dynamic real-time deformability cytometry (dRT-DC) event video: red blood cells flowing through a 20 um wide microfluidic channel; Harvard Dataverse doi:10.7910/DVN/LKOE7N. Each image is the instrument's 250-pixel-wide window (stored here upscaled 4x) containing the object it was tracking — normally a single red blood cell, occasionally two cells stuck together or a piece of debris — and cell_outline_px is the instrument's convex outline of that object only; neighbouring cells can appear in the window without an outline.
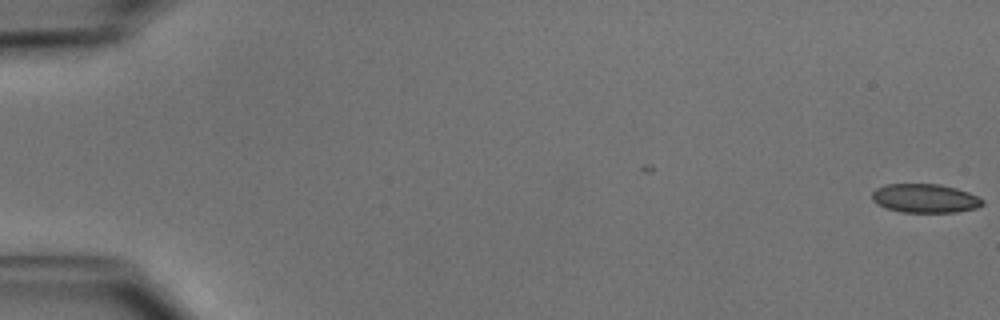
{"species": "common noctule bat (a hibernating species)", "species_latin": "Nyctalus noctula", "temperature_condition": "cold", "stored_images_in_passage": 17, "camera_frame_rate_fps": 3000, "um_per_image_px": 0.085, "animal": {"sex": "male", "body_mass_g": 15.6}, "frame": {"image": 1, "passage_image": 1, "time_ms": 0.0, "image_size_px": [1000, 320], "cell_outline_px": [[984, 204], [976, 208], [956, 212], [900, 212], [876, 204], [872, 200], [872, 192], [876, 188], [888, 184], [940, 184], [956, 188], [968, 192], [984, 200]], "centroid_in_image_um": [78.62, 16.86], "position_along_channel_um": 6.4, "area_um2": 18.55}}